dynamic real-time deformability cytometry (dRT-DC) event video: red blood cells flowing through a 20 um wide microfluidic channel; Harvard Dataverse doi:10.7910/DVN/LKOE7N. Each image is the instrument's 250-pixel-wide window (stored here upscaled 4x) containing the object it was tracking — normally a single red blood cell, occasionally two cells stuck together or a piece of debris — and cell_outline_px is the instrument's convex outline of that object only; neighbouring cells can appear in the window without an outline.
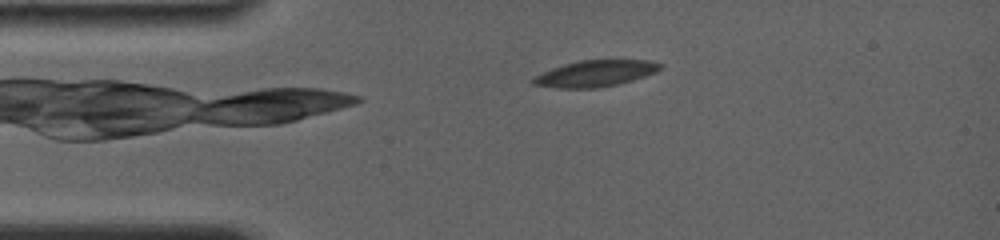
{"species": "common noctule bat (a hibernating species)", "species_latin": "Nyctalus noctula", "temperature_condition": "room temperature", "stored_images_in_passage": 87, "camera_frame_rate_fps": 4000, "um_per_image_px": 0.085, "animal": {"sex": "female", "body_mass_g": 19.0, "forearm_length_mm": 56.7}, "frame": {"image": 1, "passage_image": 5, "time_ms": 0.75, "image_size_px": [1000, 240], "cell_outline_px": [[664, 64], [656, 72], [632, 80], [616, 84], [596, 88], [556, 88], [532, 84], [528, 80], [552, 68], [564, 64], [580, 60], [648, 60]], "centroid_in_image_um": [50.58, 6.24], "position_along_channel_um": 34.4, "area_um2": 19.36}}
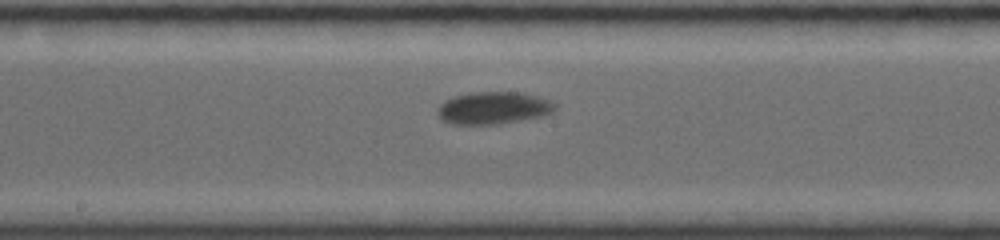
{"frame": {"image": 2, "passage_image": 38, "time_ms": 6.25, "image_size_px": [1000, 240], "cell_outline_px": [[556, 108], [552, 112], [540, 116], [500, 124], [452, 124], [436, 116], [436, 108], [444, 100], [456, 96], [472, 92], [520, 92], [536, 96], [548, 100], [556, 104]], "centroid_in_image_um": [41.89, 9.17], "position_along_channel_um": 206.3, "area_um2": 22.08}}
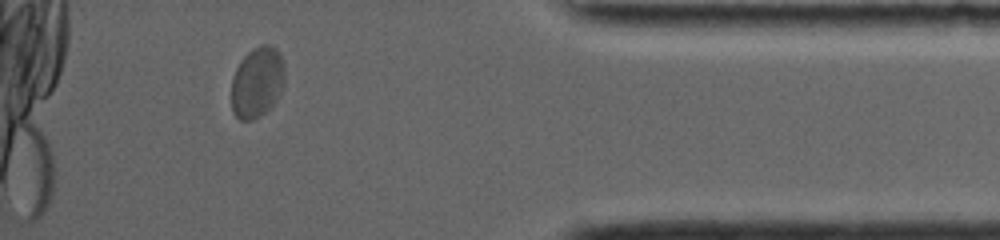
{"frame": {"image": 3, "passage_image": 76, "time_ms": 12.5, "image_size_px": [1000, 240], "cell_outline_px": [[284, 84], [276, 100], [260, 116], [252, 120], [240, 120], [232, 112], [232, 76], [240, 60], [252, 48], [260, 44], [272, 44], [280, 52], [284, 64]], "centroid_in_image_um": [21.86, 6.95], "position_along_channel_um": 413.3, "area_um2": 22.2}, "authors_computed_cell_mechanics": {"area_um2": 21.3282, "velocity_mm_per_s": 3.6947, "shape_relaxation_time_tau1_ms": 2.2956, "shape_relaxation_time_tau2_ms": null, "deformation_change_tau1": 0.0848, "deformation_change_tau2": null}}